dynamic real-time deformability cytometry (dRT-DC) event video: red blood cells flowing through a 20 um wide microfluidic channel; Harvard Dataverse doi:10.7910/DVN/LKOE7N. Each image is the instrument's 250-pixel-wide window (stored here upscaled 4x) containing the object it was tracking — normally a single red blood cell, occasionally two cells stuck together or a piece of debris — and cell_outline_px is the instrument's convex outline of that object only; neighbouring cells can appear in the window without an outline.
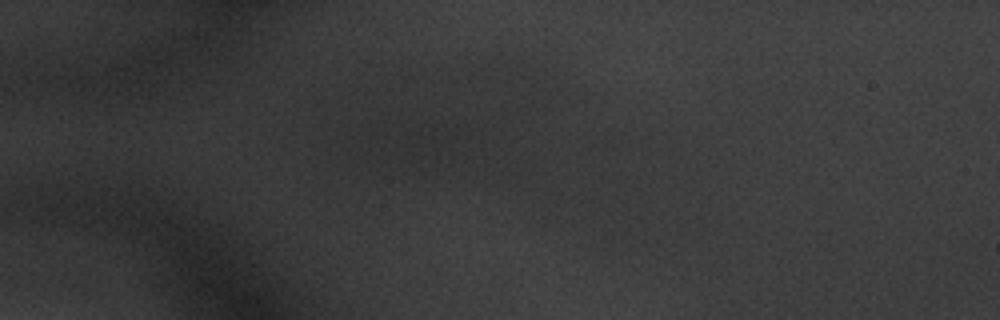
{"species": "common noctule bat (a hibernating species)", "species_latin": "Nyctalus noctula", "temperature_condition": "warm", "stored_images_in_passage": 10, "segment_of_instrument_passage": [1, 2], "camera_frame_rate_fps": 3000, "um_per_image_px": 0.085, "animal": {"sex": "male", "body_mass_g": 20.1, "forearm_length_mm": 53.5}, "frame": {"image": 1, "passage_image": 9, "time_ms": 2.667, "image_size_px": [1000, 320], "cell_outline_px": [[488, 128], [472, 148], [448, 164], [440, 168], [408, 160], [404, 152], [408, 132], [424, 120], [488, 120]], "centroid_in_image_um": [37.63, 11.95], "position_along_channel_um": 47.4, "area_um2": 20.87}}